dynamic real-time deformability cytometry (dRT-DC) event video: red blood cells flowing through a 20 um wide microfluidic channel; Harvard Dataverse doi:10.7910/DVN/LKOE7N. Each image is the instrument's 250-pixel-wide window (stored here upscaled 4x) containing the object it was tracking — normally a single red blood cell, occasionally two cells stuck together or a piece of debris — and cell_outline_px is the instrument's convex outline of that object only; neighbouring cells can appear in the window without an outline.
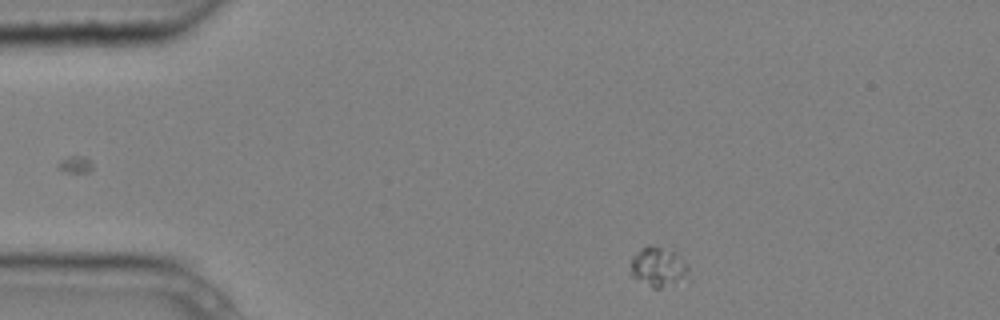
{"species": "common noctule bat (a hibernating species)", "species_latin": "Nyctalus noctula", "temperature_condition": "cold", "stored_images_in_passage": 6, "camera_frame_rate_fps": 3000, "um_per_image_px": 0.085, "animal": {"sex": "male", "body_mass_g": 20.4}, "frame": {"image": 1, "passage_image": 6, "time_ms": 1.667, "image_size_px": [1000, 320], "cell_outline_px": [[692, 280], [660, 288], [652, 288], [632, 276], [632, 256], [640, 248], [648, 244], [672, 252], [680, 256], [688, 268]], "centroid_in_image_um": [56.02, 22.73], "position_along_channel_um": 29.0, "area_um2": 13.53}}